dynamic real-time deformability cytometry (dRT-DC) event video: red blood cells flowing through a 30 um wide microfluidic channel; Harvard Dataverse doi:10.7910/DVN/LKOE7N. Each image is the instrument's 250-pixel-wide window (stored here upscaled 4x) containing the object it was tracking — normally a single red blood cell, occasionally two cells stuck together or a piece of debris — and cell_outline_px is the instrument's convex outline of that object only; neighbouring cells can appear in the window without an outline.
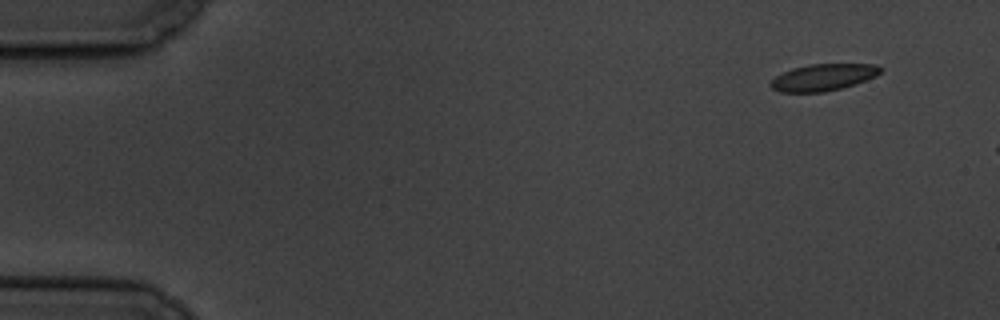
{"species": "common noctule bat (a hibernating species)", "species_latin": "Nyctalus noctula", "temperature_condition": "cold", "stored_images_in_passage": 4, "camera_frame_rate_fps": 3000, "um_per_image_px": 0.085, "animal": {"sex": "male", "body_mass_g": 19.5, "forearm_length_mm": 54.6}, "frame": {"image": 1, "passage_image": 1, "time_ms": 0.0, "image_size_px": [1000, 320], "cell_outline_px": [[884, 68], [876, 76], [856, 84], [824, 92], [780, 92], [772, 88], [768, 84], [776, 76], [792, 68], [808, 64], [876, 64]], "centroid_in_image_um": [69.98, 6.57], "position_along_channel_um": 15.0, "area_um2": 17.17}}